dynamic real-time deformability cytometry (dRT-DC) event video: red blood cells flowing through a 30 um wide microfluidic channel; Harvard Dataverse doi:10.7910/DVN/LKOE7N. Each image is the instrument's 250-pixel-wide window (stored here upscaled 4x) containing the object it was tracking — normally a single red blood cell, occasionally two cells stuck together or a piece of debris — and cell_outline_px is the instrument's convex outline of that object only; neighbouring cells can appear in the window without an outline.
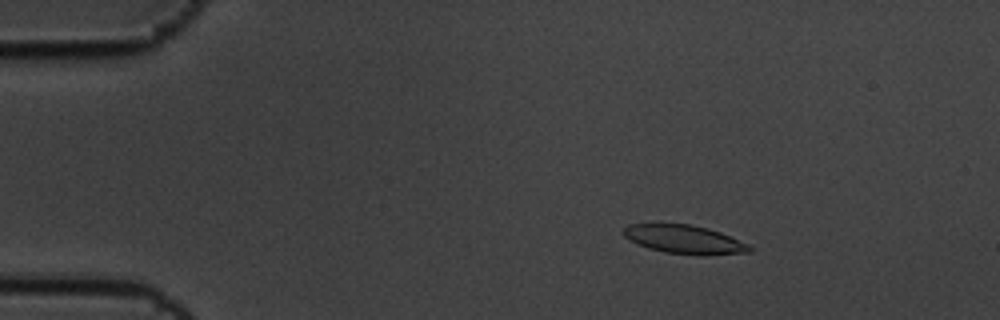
{"species": "common noctule bat (a hibernating species)", "species_latin": "Nyctalus noctula", "temperature_condition": "cold", "stored_images_in_passage": 6, "camera_frame_rate_fps": 3000, "um_per_image_px": 0.085, "animal": {"sex": "male", "body_mass_g": 19.5, "forearm_length_mm": 54.6}, "frame": {"image": 1, "passage_image": 3, "time_ms": 0.667, "image_size_px": [1000, 320], "cell_outline_px": [[752, 252], [708, 256], [696, 256], [664, 252], [648, 248], [636, 244], [624, 236], [624, 228], [628, 224], [692, 224], [708, 228], [720, 232], [748, 244], [752, 248]], "centroid_in_image_um": [58.2, 20.37], "position_along_channel_um": 26.8, "area_um2": 21.27}}
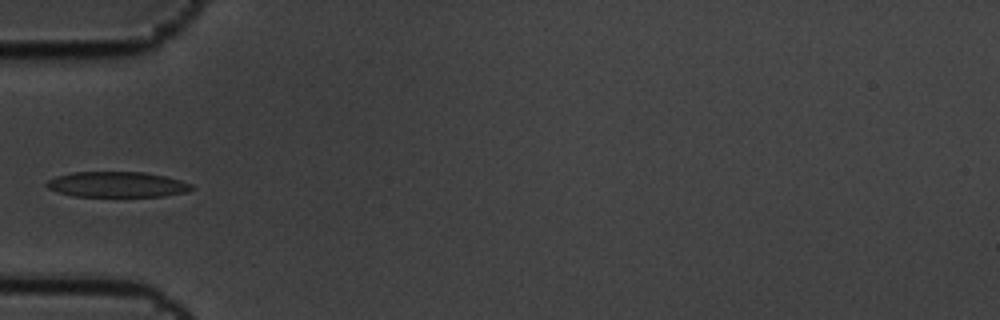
{"frame": {"image": 2, "passage_image": 6, "time_ms": 1.667, "image_size_px": [1000, 320], "cell_outline_px": [[196, 188], [188, 192], [164, 196], [72, 196], [48, 188], [44, 184], [48, 180], [56, 176], [72, 172], [144, 172], [164, 176], [180, 180], [192, 184]], "centroid_in_image_um": [9.98, 15.68], "position_along_channel_um": 75.0, "area_um2": 21.56}}